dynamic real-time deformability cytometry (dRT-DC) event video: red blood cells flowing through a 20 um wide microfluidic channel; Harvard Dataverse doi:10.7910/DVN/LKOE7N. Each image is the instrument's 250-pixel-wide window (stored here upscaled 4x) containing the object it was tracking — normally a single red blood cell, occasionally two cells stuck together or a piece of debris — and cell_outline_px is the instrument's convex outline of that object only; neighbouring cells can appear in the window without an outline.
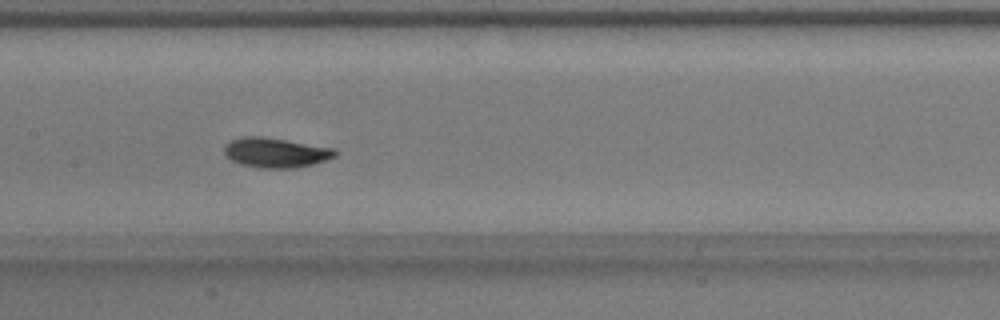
{"species": "common noctule bat (a hibernating species)", "species_latin": "Nyctalus noctula", "temperature_condition": "warm", "stored_images_in_passage": 37, "camera_frame_rate_fps": 3000, "um_per_image_px": 0.085, "animal": {"sex": "male", "body_mass_g": 17.9}, "frame": {"image": 1, "passage_image": 20, "time_ms": 6.333, "image_size_px": [1000, 320], "cell_outline_px": [[340, 152], [336, 156], [312, 164], [296, 168], [260, 168], [240, 164], [232, 160], [224, 152], [224, 148], [232, 140], [244, 136], [260, 136], [336, 148]], "centroid_in_image_um": [23.48, 12.98], "position_along_channel_um": 183.9, "area_um2": 19.13}}
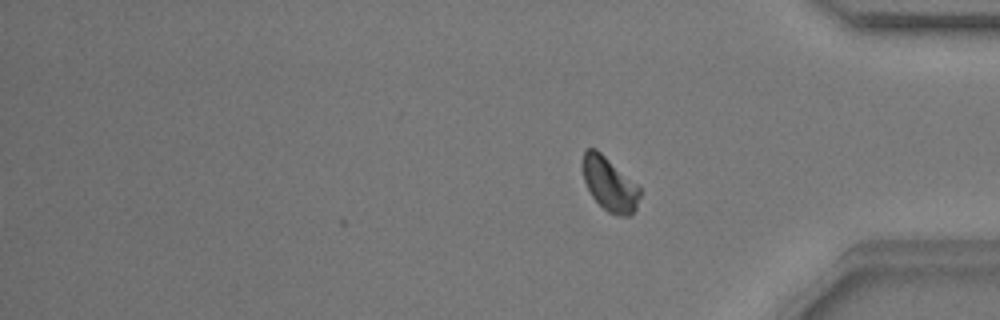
{"frame": {"image": 2, "passage_image": 37, "time_ms": 12.0, "image_size_px": [1000, 320], "cell_outline_px": [[640, 196], [636, 208], [628, 216], [616, 216], [608, 212], [592, 196], [584, 180], [580, 164], [584, 152], [588, 148], [596, 148], [636, 184], [640, 188]], "centroid_in_image_um": [51.78, 15.64], "position_along_channel_um": 383.4, "area_um2": 17.8}, "authors_computed_cell_mechanics": {"area_um2": 18.207, "velocity_mm_per_s": 3.7477, "shape_relaxation_time_tau1_ms": 2.0389, "shape_relaxation_time_tau2_ms": 1.0605, "deformation_change_tau1": 0.1126, "deformation_change_tau2": 0.0373}}